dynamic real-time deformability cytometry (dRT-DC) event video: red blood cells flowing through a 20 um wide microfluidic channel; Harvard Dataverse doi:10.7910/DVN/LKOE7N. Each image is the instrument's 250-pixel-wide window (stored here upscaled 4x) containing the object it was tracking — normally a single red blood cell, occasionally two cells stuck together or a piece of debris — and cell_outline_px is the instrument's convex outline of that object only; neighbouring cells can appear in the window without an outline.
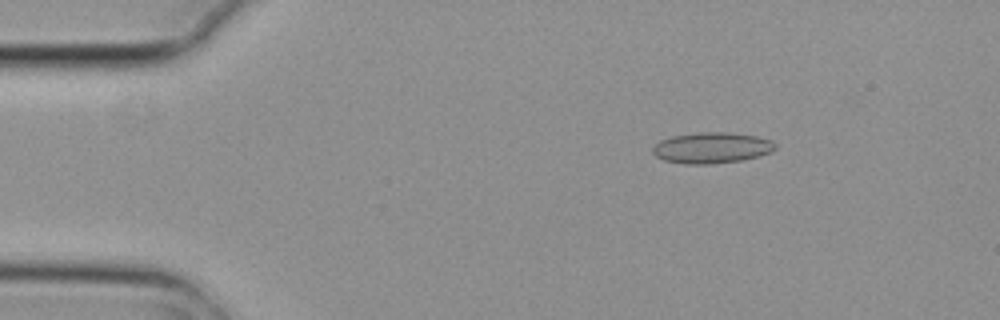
{"species": "common noctule bat (a hibernating species)", "species_latin": "Nyctalus noctula", "temperature_condition": "cold", "stored_images_in_passage": 6, "camera_frame_rate_fps": 3000, "um_per_image_px": 0.085, "animal": {"sex": "female", "body_mass_g": 29.2, "forearm_length_mm": 56.3}, "frame": {"image": 1, "passage_image": 6, "time_ms": 1.667, "image_size_px": [1000, 320], "cell_outline_px": [[776, 148], [772, 152], [760, 156], [740, 160], [708, 164], [684, 164], [664, 160], [656, 156], [652, 152], [652, 148], [660, 140], [672, 136], [700, 132], [728, 132], [756, 136], [772, 140], [776, 144]], "centroid_in_image_um": [60.51, 12.56], "position_along_channel_um": 24.5, "area_um2": 22.14}}